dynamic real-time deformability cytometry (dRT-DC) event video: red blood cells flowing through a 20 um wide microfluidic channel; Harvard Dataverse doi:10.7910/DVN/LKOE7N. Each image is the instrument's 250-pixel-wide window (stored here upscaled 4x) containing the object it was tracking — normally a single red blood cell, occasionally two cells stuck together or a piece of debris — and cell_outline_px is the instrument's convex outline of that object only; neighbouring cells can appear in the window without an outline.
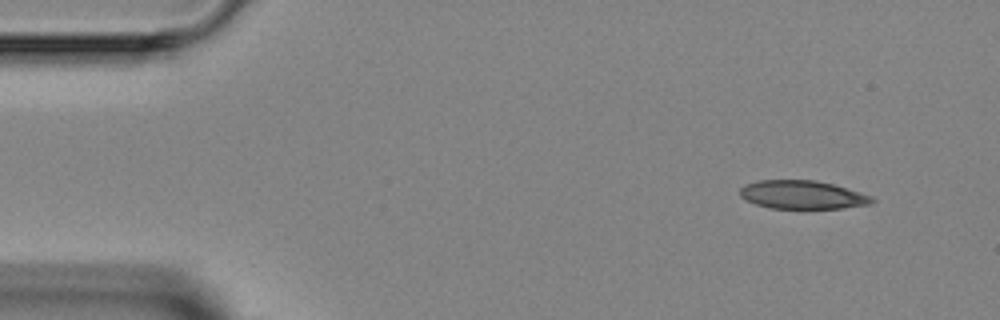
{"species": "Egyptian fruit bat (a non-hibernating species)", "species_latin": "Rousettus aegyptiacus", "temperature_condition": "room temperature", "stored_images_in_passage": 3, "camera_frame_rate_fps": 3000, "um_per_image_px": 0.085, "animal": {"sex": "female"}, "frame": {"image": 1, "passage_image": 1, "time_ms": 0.0, "image_size_px": [1000, 320], "cell_outline_px": [[876, 200], [872, 204], [844, 208], [804, 212], [772, 208], [756, 204], [744, 200], [740, 196], [740, 188], [744, 184], [760, 180], [816, 180], [832, 184], [860, 192], [872, 196]], "centroid_in_image_um": [68.22, 16.61], "position_along_channel_um": 16.8, "area_um2": 22.95}}
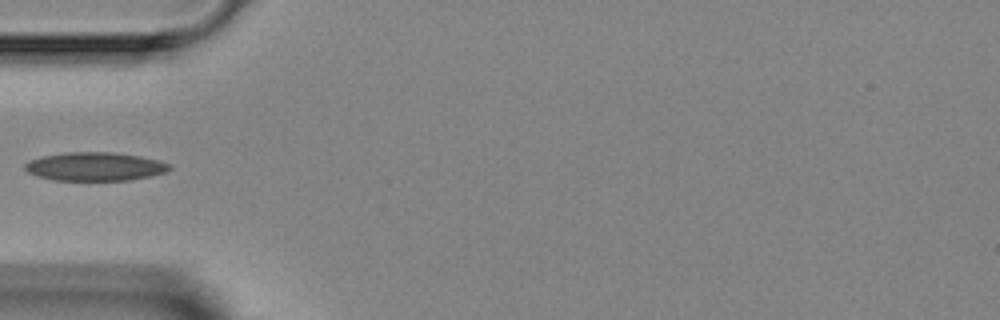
{"frame": {"image": 2, "passage_image": 3, "time_ms": 3.667, "image_size_px": [1000, 320], "cell_outline_px": [[172, 168], [164, 172], [148, 176], [128, 180], [56, 180], [36, 176], [28, 172], [24, 168], [24, 164], [28, 160], [40, 156], [64, 152], [112, 152], [140, 156], [172, 164]], "centroid_in_image_um": [8.02, 14.14], "position_along_channel_um": 77.0, "area_um2": 24.04}}